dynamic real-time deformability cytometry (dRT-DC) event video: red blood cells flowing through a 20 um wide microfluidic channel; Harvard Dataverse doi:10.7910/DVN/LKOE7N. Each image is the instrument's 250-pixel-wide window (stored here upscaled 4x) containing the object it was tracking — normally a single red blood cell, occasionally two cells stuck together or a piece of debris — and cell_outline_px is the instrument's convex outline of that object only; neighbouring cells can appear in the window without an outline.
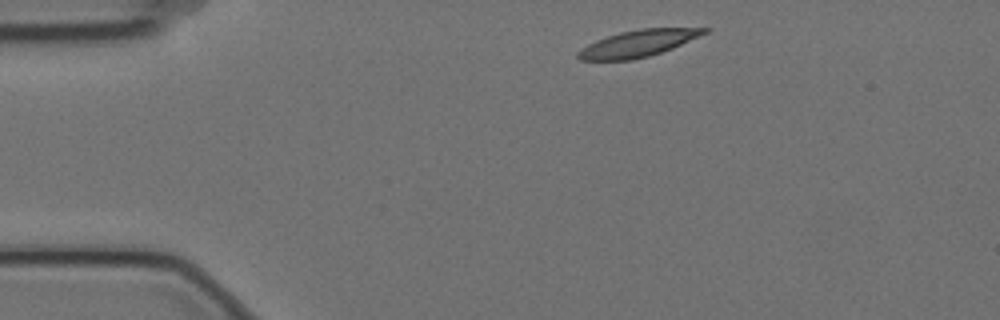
{"species": "Egyptian fruit bat (a non-hibernating species)", "species_latin": "Rousettus aegyptiacus", "temperature_condition": "cold", "stored_images_in_passage": 7, "camera_frame_rate_fps": 3000, "um_per_image_px": 0.085, "animal": {"sex": "female"}, "frame": {"image": 1, "passage_image": 1, "time_ms": 0.0, "image_size_px": [1000, 320], "cell_outline_px": [[712, 28], [708, 32], [672, 48], [648, 56], [632, 60], [580, 60], [576, 56], [576, 52], [588, 44], [596, 40], [620, 32], [640, 28]], "centroid_in_image_um": [54.21, 3.69], "position_along_channel_um": 30.8, "area_um2": 19.48}}
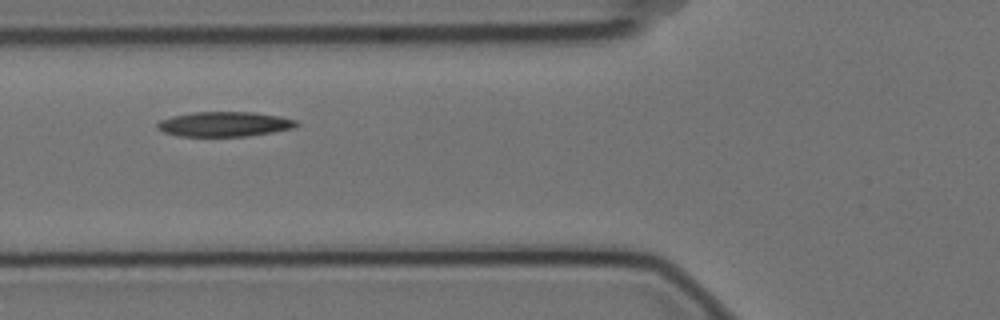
{"frame": {"image": 2, "passage_image": 4, "time_ms": 1.0, "image_size_px": [1000, 320], "cell_outline_px": [[300, 124], [292, 128], [272, 132], [244, 136], [176, 136], [164, 132], [156, 128], [156, 124], [160, 120], [172, 116], [196, 112], [252, 112], [280, 116], [296, 120]], "centroid_in_image_um": [19.05, 10.55], "position_along_channel_um": 106.7, "area_um2": 20.06}}
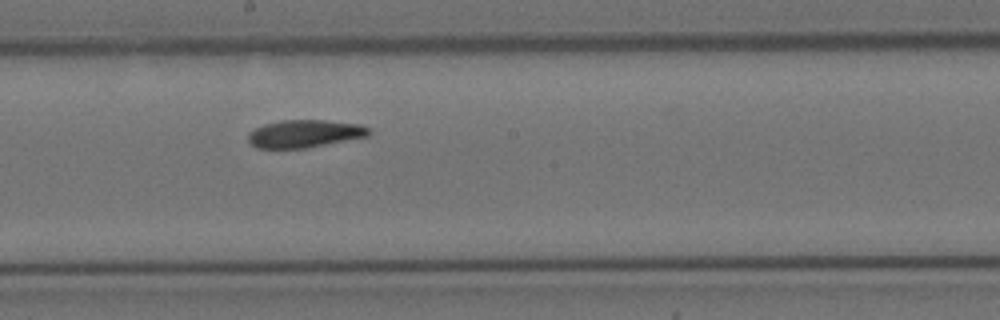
{"frame": {"image": 3, "passage_image": 7, "time_ms": 2.0, "image_size_px": [1000, 320], "cell_outline_px": [[372, 132], [368, 136], [304, 148], [256, 148], [248, 140], [248, 132], [264, 124], [280, 120], [324, 120], [360, 124], [368, 128]], "centroid_in_image_um": [25.88, 11.35], "position_along_channel_um": 222.3, "area_um2": 19.36}}